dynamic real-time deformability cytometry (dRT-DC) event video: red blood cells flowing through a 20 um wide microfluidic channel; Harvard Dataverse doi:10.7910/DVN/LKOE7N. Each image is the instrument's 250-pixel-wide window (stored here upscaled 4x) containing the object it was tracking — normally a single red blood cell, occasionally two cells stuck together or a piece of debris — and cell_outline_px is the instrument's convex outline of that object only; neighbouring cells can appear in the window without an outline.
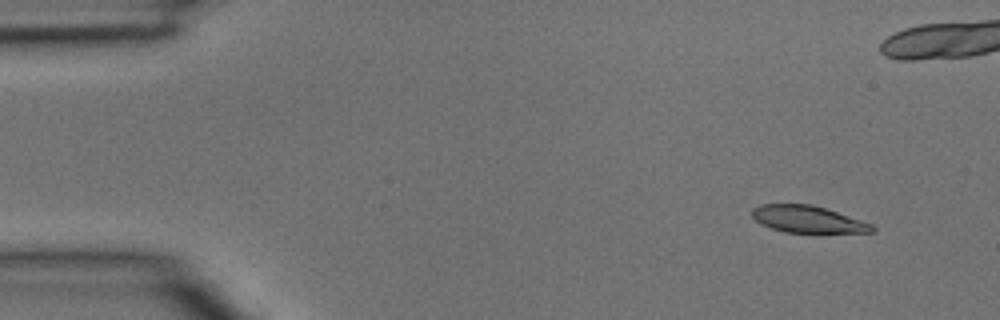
{"species": "common noctule bat (a hibernating species)", "species_latin": "Nyctalus noctula", "temperature_condition": "room temperature", "stored_images_in_passage": 4, "camera_frame_rate_fps": 3000, "um_per_image_px": 0.085, "animal": {"sex": "male", "body_mass_g": 15.6}, "frame": {"image": 1, "passage_image": 1, "time_ms": 0.0, "image_size_px": [1000, 320], "cell_outline_px": [[876, 232], [784, 232], [772, 228], [756, 220], [752, 216], [752, 208], [760, 204], [812, 204], [872, 224], [876, 228]], "centroid_in_image_um": [68.65, 18.63], "position_along_channel_um": 16.4, "area_um2": 18.5}}